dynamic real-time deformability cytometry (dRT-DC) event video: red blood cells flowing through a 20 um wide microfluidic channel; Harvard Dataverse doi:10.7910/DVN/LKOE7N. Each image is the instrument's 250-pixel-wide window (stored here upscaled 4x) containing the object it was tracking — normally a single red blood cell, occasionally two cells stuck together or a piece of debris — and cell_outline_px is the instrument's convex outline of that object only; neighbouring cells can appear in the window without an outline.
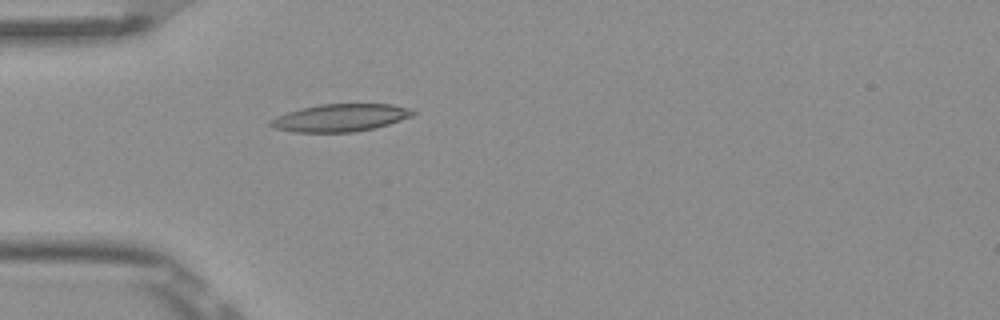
{"species": "Egyptian fruit bat (a non-hibernating species)", "species_latin": "Rousettus aegyptiacus", "temperature_condition": "room temperature", "stored_images_in_passage": 5, "camera_frame_rate_fps": 3000, "um_per_image_px": 0.085, "frame": {"image": 1, "passage_image": 5, "time_ms": 1.333, "image_size_px": [1000, 320], "cell_outline_px": [[416, 112], [412, 116], [388, 124], [356, 132], [296, 132], [272, 128], [268, 124], [276, 116], [300, 108], [320, 104], [392, 104], [408, 108]], "centroid_in_image_um": [28.9, 10.01], "position_along_channel_um": 56.1, "area_um2": 22.72}}